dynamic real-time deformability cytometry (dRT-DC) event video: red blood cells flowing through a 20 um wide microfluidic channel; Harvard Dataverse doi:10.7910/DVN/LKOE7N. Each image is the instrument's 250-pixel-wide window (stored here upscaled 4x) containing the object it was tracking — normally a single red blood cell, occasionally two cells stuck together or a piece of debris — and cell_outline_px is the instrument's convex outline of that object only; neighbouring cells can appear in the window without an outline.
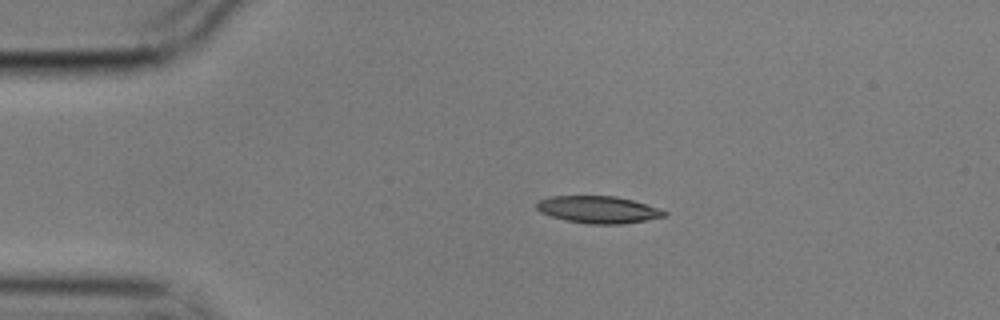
{"species": "common noctule bat (a hibernating species)", "species_latin": "Nyctalus noctula", "temperature_condition": "cold", "stored_images_in_passage": 7, "camera_frame_rate_fps": 3000, "um_per_image_px": 0.085, "animal": {"sex": "male", "body_mass_g": 17.9}, "frame": {"image": 1, "passage_image": 2, "time_ms": 0.333, "image_size_px": [1000, 320], "cell_outline_px": [[668, 216], [624, 224], [588, 224], [564, 220], [540, 212], [536, 208], [536, 204], [540, 200], [548, 196], [616, 196], [632, 200], [660, 208], [668, 212]], "centroid_in_image_um": [50.88, 17.82], "position_along_channel_um": 34.1, "area_um2": 20.35}}
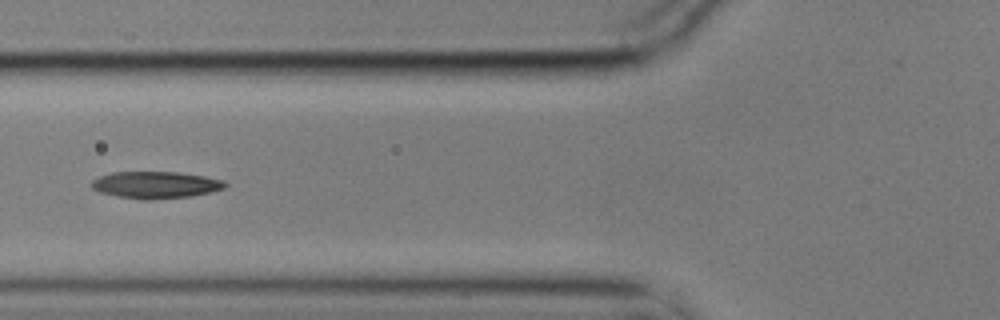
{"frame": {"image": 2, "passage_image": 5, "time_ms": 1.333, "image_size_px": [1000, 320], "cell_outline_px": [[228, 184], [224, 188], [192, 196], [148, 200], [140, 200], [100, 192], [92, 188], [92, 180], [100, 176], [112, 172], [180, 172], [204, 176], [224, 180]], "centroid_in_image_um": [13.24, 15.71], "position_along_channel_um": 112.6, "area_um2": 20.87}}
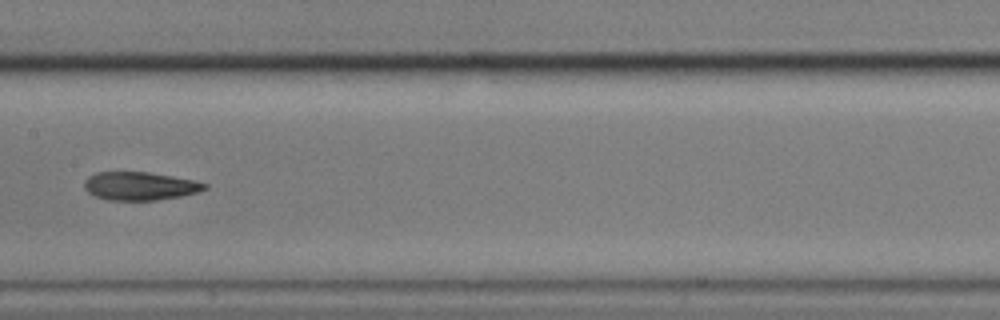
{"frame": {"image": 3, "passage_image": 7, "time_ms": 2.0, "image_size_px": [1000, 320], "cell_outline_px": [[208, 188], [196, 192], [180, 196], [156, 200], [108, 200], [96, 196], [88, 192], [84, 188], [84, 180], [88, 176], [96, 172], [148, 172], [172, 176], [192, 180], [208, 184]], "centroid_in_image_um": [11.86, 15.81], "position_along_channel_um": 195.5, "area_um2": 19.71}}